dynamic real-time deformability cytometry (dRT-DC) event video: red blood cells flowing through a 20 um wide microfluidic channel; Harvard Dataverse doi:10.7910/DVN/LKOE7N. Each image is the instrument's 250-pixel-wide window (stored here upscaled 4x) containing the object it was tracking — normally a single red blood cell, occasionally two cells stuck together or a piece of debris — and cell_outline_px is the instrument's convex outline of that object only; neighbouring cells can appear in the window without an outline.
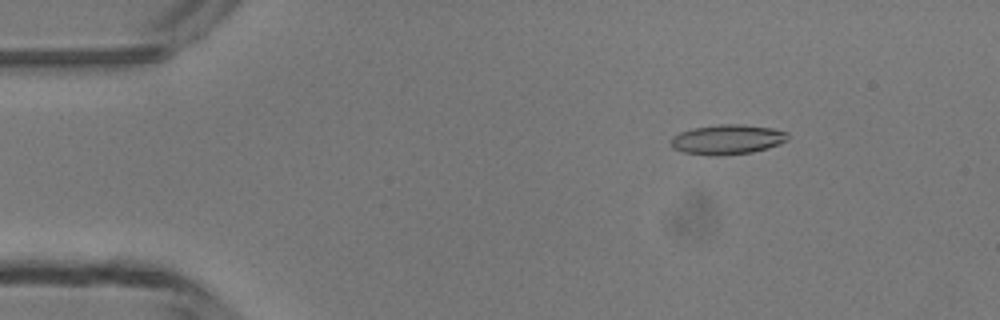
{"species": "common noctule bat (a hibernating species)", "species_latin": "Nyctalus noctula", "temperature_condition": "room temperature", "stored_images_in_passage": 4, "camera_frame_rate_fps": 3000, "um_per_image_px": 0.085, "animal": {"sex": "male", "body_mass_g": 13.3}, "frame": {"image": 1, "passage_image": 2, "time_ms": 1.0, "image_size_px": [1000, 320], "cell_outline_px": [[788, 140], [780, 144], [768, 148], [752, 152], [716, 156], [712, 156], [684, 152], [672, 148], [668, 140], [672, 136], [680, 132], [692, 128], [720, 124], [740, 124], [772, 128], [788, 132]], "centroid_in_image_um": [61.8, 11.85], "position_along_channel_um": 23.2, "area_um2": 20.52}}
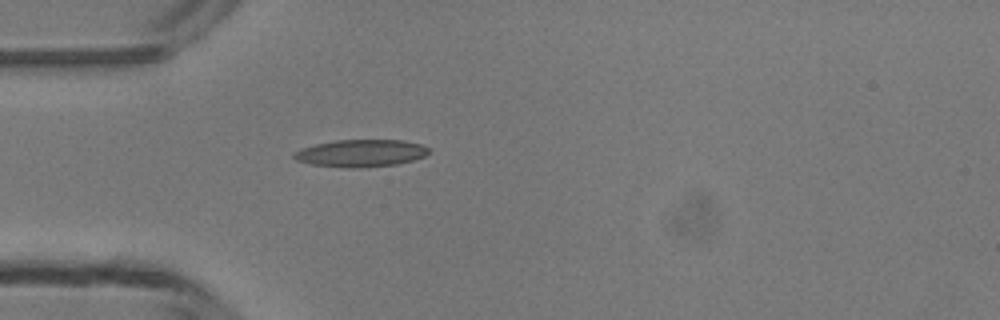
{"frame": {"image": 2, "passage_image": 4, "time_ms": 3.333, "image_size_px": [1000, 320], "cell_outline_px": [[428, 152], [424, 156], [412, 160], [396, 164], [360, 168], [348, 168], [312, 164], [296, 160], [292, 156], [292, 152], [300, 148], [316, 144], [336, 140], [404, 140], [420, 144], [428, 148]], "centroid_in_image_um": [30.62, 13.02], "position_along_channel_um": 54.4, "area_um2": 21.39}}